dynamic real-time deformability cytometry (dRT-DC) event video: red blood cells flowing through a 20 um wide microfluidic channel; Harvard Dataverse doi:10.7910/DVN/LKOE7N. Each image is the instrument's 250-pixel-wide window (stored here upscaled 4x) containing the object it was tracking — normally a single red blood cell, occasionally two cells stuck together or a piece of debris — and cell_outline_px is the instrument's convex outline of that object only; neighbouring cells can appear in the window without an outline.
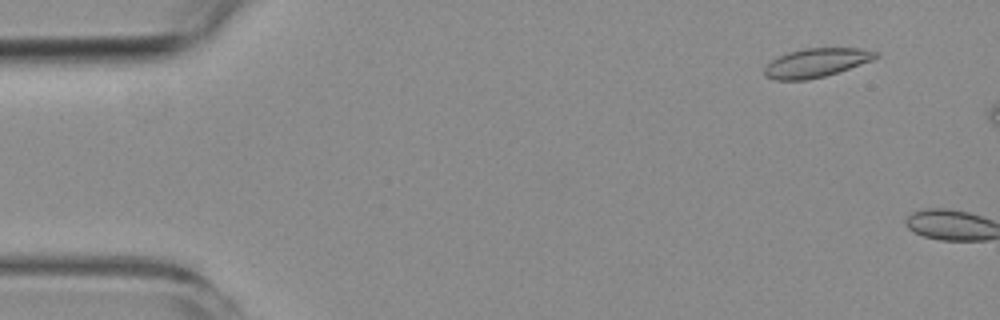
{"species": "common noctule bat (a hibernating species)", "species_latin": "Nyctalus noctula", "temperature_condition": "room temperature", "stored_images_in_passage": 3, "camera_frame_rate_fps": 3000, "um_per_image_px": 0.085, "animal": {"sex": "female", "body_mass_g": 19.3, "forearm_length_mm": 54.1}, "frame": {"image": 1, "passage_image": 2, "time_ms": 1.0, "image_size_px": [1000, 320], "cell_outline_px": [[880, 56], [872, 60], [824, 76], [804, 80], [772, 80], [764, 76], [764, 68], [772, 60], [788, 52], [804, 48], [856, 48], [880, 52]], "centroid_in_image_um": [69.36, 5.33], "position_along_channel_um": 15.6, "area_um2": 18.55}}